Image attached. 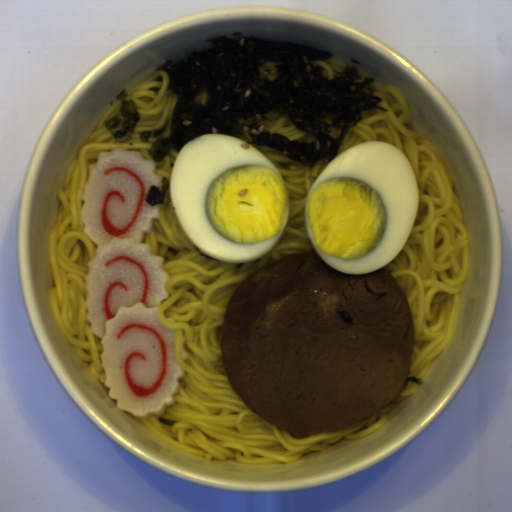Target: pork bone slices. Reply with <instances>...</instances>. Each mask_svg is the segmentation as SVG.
<instances>
[{
    "instance_id": "obj_1",
    "label": "pork bone slices",
    "mask_w": 512,
    "mask_h": 512,
    "mask_svg": "<svg viewBox=\"0 0 512 512\" xmlns=\"http://www.w3.org/2000/svg\"><path fill=\"white\" fill-rule=\"evenodd\" d=\"M417 333L385 264L361 275L316 248L274 260L228 298L220 353L236 396L288 433L335 432L376 415L410 381Z\"/></svg>"
}]
</instances>
